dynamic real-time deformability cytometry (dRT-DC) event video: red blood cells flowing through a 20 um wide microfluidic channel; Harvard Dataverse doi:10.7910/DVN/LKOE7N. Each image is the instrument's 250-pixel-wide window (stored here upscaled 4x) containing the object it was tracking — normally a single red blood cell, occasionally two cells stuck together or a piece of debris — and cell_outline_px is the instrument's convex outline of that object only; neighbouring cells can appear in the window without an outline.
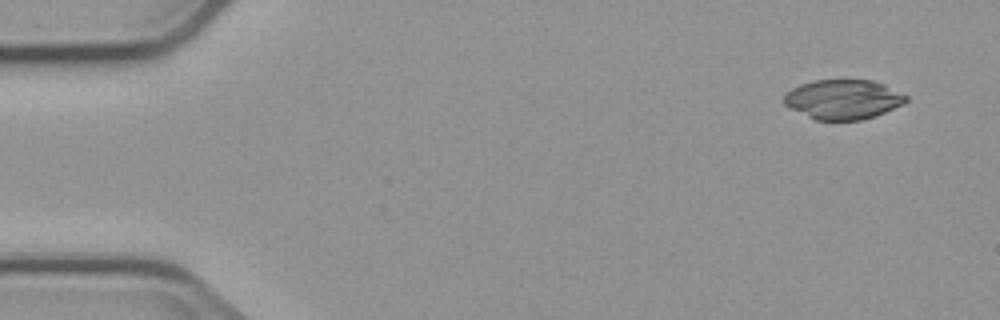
{"species": "common noctule bat (a hibernating species)", "species_latin": "Nyctalus noctula", "temperature_condition": "cold", "stored_images_in_passage": 4, "camera_frame_rate_fps": 3000, "um_per_image_px": 0.085, "animal": {"sex": "male", "body_mass_g": 23.1, "forearm_length_mm": 52.7}, "frame": {"image": 1, "passage_image": 1, "time_ms": 0.0, "image_size_px": [1000, 320], "cell_outline_px": [[908, 100], [904, 104], [876, 116], [860, 120], [816, 120], [788, 108], [784, 104], [784, 96], [792, 88], [800, 84], [816, 80], [872, 80], [884, 84], [908, 96]], "centroid_in_image_um": [71.68, 8.45], "position_along_channel_um": 13.3, "area_um2": 28.26}}